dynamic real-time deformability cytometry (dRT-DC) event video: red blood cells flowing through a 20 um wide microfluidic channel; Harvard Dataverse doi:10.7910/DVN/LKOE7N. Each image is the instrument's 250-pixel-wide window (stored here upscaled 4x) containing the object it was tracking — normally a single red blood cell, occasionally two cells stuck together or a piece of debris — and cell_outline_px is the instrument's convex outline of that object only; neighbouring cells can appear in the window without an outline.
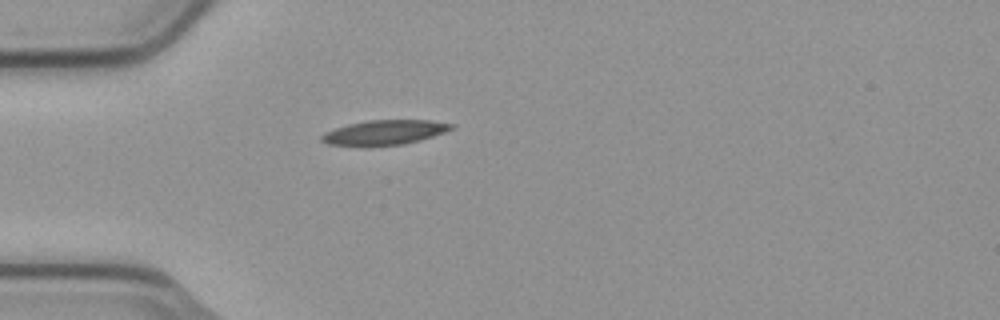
{"species": "common noctule bat (a hibernating species)", "species_latin": "Nyctalus noctula", "temperature_condition": "cold", "stored_images_in_passage": 40, "camera_frame_rate_fps": 3000, "um_per_image_px": 0.085, "animal": {"sex": "male", "body_mass_g": 23.1, "forearm_length_mm": 52.7}, "frame": {"image": 1, "passage_image": 1, "time_ms": 0.0, "image_size_px": [1000, 320], "cell_outline_px": [[452, 128], [444, 132], [420, 140], [404, 144], [328, 144], [320, 140], [320, 136], [324, 132], [348, 124], [368, 120], [432, 120], [452, 124]], "centroid_in_image_um": [32.69, 11.22], "position_along_channel_um": 52.3, "area_um2": 17.98}}
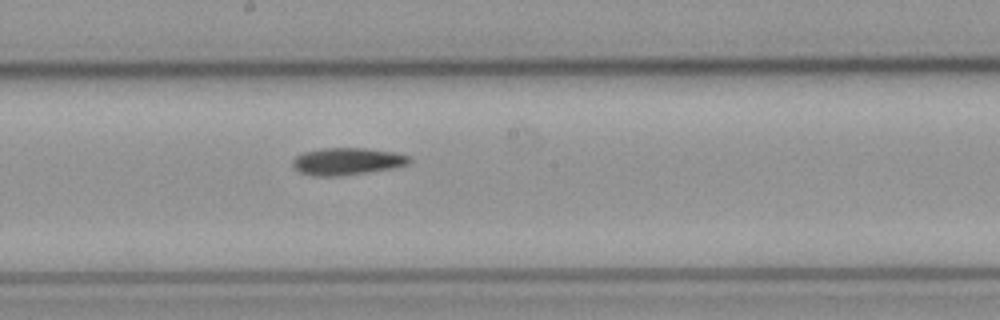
{"frame": {"image": 2, "passage_image": 15, "time_ms": 4.667, "image_size_px": [1000, 320], "cell_outline_px": [[412, 160], [408, 164], [392, 168], [336, 176], [312, 176], [300, 172], [292, 164], [292, 160], [296, 156], [304, 152], [320, 148], [364, 148], [396, 152], [408, 156]], "centroid_in_image_um": [29.49, 13.7], "position_along_channel_um": 218.7, "area_um2": 18.32}}
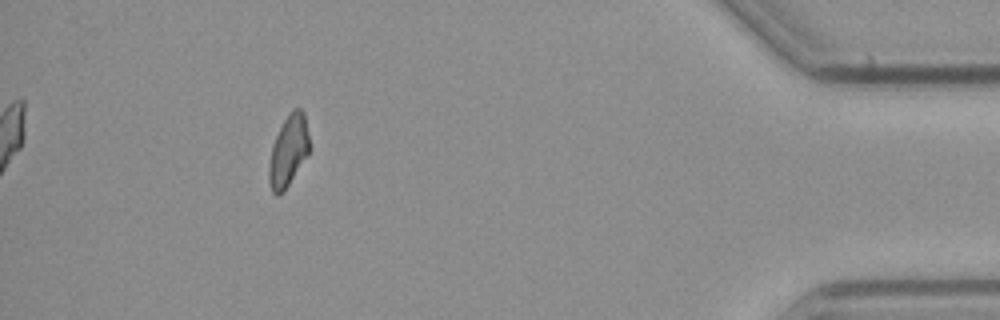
{"frame": {"image": 3, "passage_image": 35, "time_ms": 11.333, "image_size_px": [1000, 320], "cell_outline_px": [[308, 156], [284, 192], [276, 196], [272, 192], [268, 180], [268, 168], [272, 144], [284, 120], [292, 108], [300, 108], [304, 112], [308, 136]], "centroid_in_image_um": [24.5, 12.86], "position_along_channel_um": 410.7, "area_um2": 16.82}}